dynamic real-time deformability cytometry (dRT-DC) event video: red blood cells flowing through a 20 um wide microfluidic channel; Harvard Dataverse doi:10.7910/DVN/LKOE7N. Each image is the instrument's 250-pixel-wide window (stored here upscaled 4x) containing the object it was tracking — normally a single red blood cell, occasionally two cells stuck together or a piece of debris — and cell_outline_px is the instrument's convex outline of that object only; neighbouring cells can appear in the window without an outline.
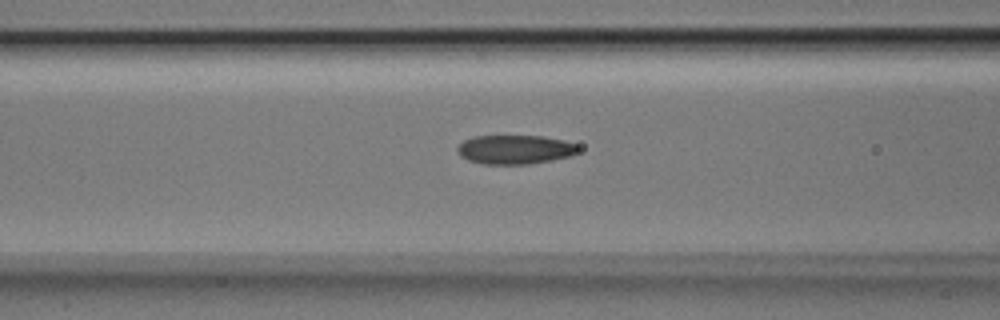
{"species": "Egyptian fruit bat (a non-hibernating species)", "species_latin": "Rousettus aegyptiacus", "temperature_condition": "room temperature", "stored_images_in_passage": 29, "camera_frame_rate_fps": 3000, "um_per_image_px": 0.085, "animal": {"sex": "male"}, "frame": {"image": 1, "passage_image": 8, "time_ms": 2.333, "image_size_px": [1000, 320], "cell_outline_px": [[580, 148], [572, 156], [552, 160], [528, 164], [484, 164], [468, 160], [460, 156], [456, 152], [456, 148], [464, 140], [472, 136], [544, 136], [564, 140], [576, 144]], "centroid_in_image_um": [43.76, 12.71], "position_along_channel_um": 122.8, "area_um2": 20.63}}
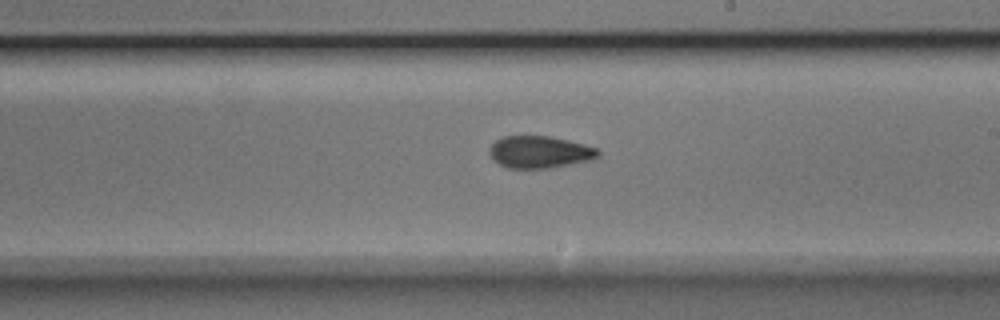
{"frame": {"image": 2, "passage_image": 17, "time_ms": 5.333, "image_size_px": [1000, 320], "cell_outline_px": [[600, 156], [592, 160], [548, 168], [508, 168], [500, 164], [488, 152], [488, 148], [496, 140], [504, 136], [548, 136], [568, 140], [596, 148], [600, 152]], "centroid_in_image_um": [45.88, 12.92], "position_along_channel_um": 243.1, "area_um2": 20.17}}
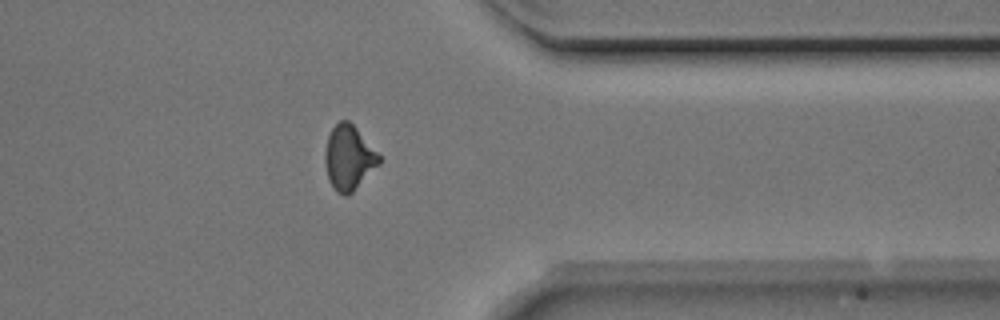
{"frame": {"image": 3, "passage_image": 28, "time_ms": 9.0, "image_size_px": [1000, 320], "cell_outline_px": [[380, 164], [348, 196], [344, 196], [336, 192], [328, 176], [324, 160], [324, 152], [328, 136], [332, 128], [340, 120], [348, 120], [356, 128], [380, 156]], "centroid_in_image_um": [29.63, 13.41], "position_along_channel_um": 381.8, "area_um2": 20.11}}